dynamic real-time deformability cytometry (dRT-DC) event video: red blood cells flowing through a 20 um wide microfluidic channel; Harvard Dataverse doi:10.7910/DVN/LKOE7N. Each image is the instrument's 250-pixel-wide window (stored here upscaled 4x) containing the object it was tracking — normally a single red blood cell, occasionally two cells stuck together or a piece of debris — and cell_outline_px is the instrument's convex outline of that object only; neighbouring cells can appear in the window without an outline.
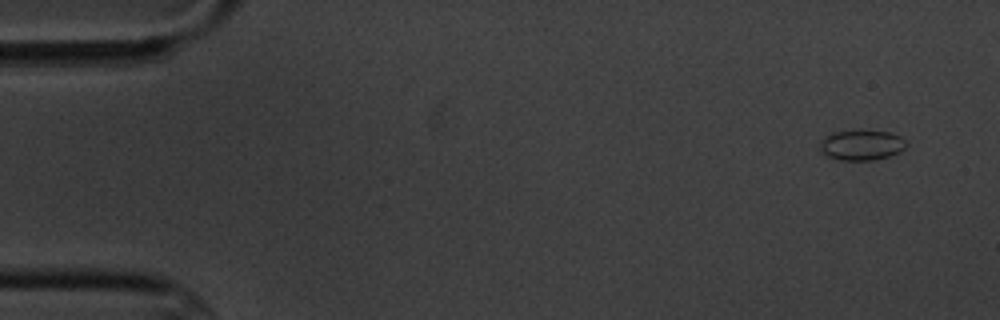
{"species": "common noctule bat (a hibernating species)", "species_latin": "Nyctalus noctula", "temperature_condition": "cold", "stored_images_in_passage": 7, "camera_frame_rate_fps": 3000, "um_per_image_px": 0.085, "animal": {"sex": "male", "body_mass_g": 20.1, "forearm_length_mm": 53.5}, "frame": {"image": 1, "passage_image": 1, "time_ms": 0.0, "image_size_px": [1000, 320], "cell_outline_px": [[908, 144], [900, 152], [888, 156], [872, 160], [840, 160], [828, 156], [820, 152], [820, 144], [824, 136], [832, 132], [888, 132], [900, 136]], "centroid_in_image_um": [73.22, 12.36], "position_along_channel_um": 11.8, "area_um2": 14.85}}
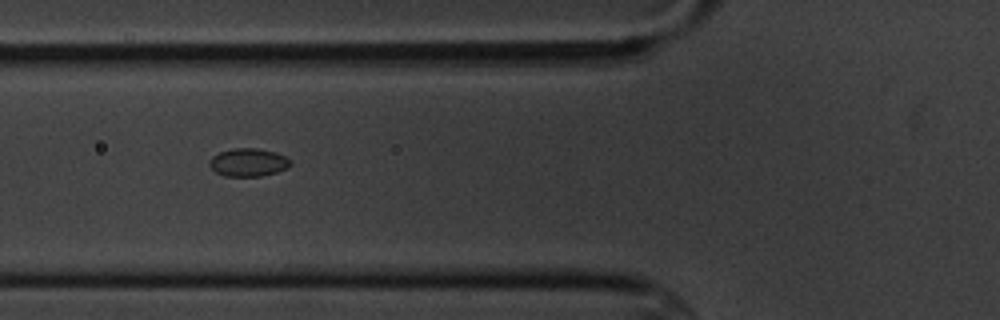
{"frame": {"image": 2, "passage_image": 6, "time_ms": 6.0, "image_size_px": [1000, 320], "cell_outline_px": [[292, 164], [288, 168], [276, 172], [260, 176], [224, 176], [216, 172], [208, 164], [212, 156], [220, 152], [232, 148], [256, 148], [276, 152], [292, 160]], "centroid_in_image_um": [21.12, 13.8], "position_along_channel_um": 104.7, "area_um2": 13.29}}
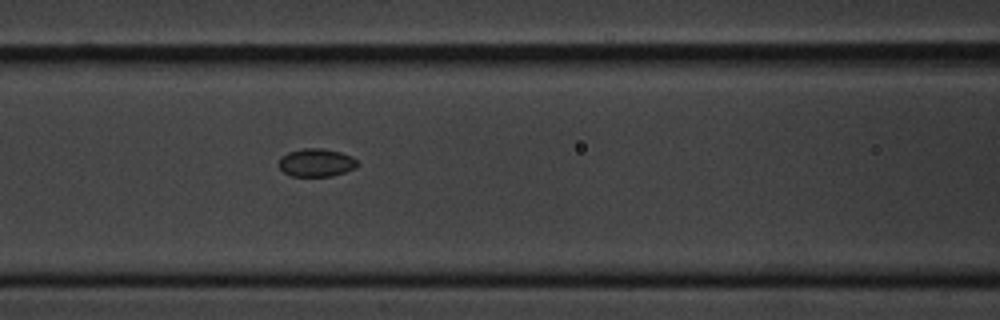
{"frame": {"image": 3, "passage_image": 7, "time_ms": 7.0, "image_size_px": [1000, 320], "cell_outline_px": [[360, 164], [356, 168], [332, 176], [292, 176], [284, 172], [280, 168], [280, 156], [288, 152], [304, 148], [324, 148], [340, 152], [352, 156]], "centroid_in_image_um": [26.91, 13.82], "position_along_channel_um": 139.7, "area_um2": 12.89}}